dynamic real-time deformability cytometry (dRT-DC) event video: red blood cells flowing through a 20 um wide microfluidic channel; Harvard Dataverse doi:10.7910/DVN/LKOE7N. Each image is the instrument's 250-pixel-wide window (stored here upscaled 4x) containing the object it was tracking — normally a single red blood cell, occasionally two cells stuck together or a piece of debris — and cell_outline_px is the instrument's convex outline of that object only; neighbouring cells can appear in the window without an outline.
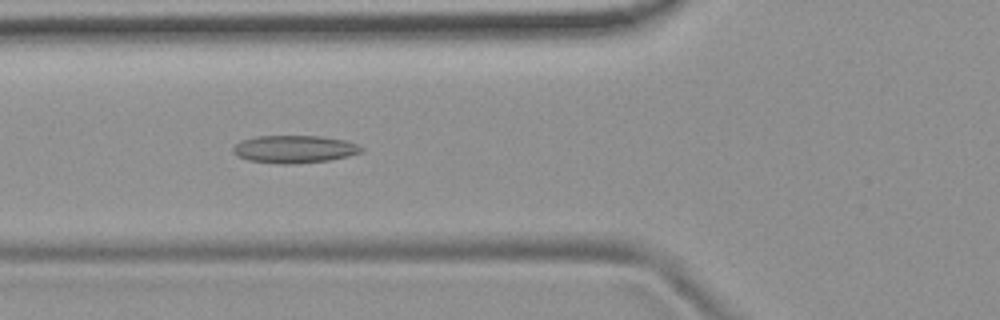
{"species": "common noctule bat (a hibernating species)", "species_latin": "Nyctalus noctula", "temperature_condition": "room temperature", "stored_images_in_passage": 55, "camera_frame_rate_fps": 3000, "um_per_image_px": 0.085, "animal": {"sex": "female", "body_mass_g": 19.9}, "frame": {"image": 1, "passage_image": 20, "time_ms": 6.333, "image_size_px": [1000, 320], "cell_outline_px": [[364, 152], [348, 156], [328, 160], [292, 164], [280, 164], [248, 160], [236, 156], [232, 152], [232, 148], [240, 140], [256, 136], [320, 136], [344, 140], [356, 144], [364, 148]], "centroid_in_image_um": [24.99, 12.68], "position_along_channel_um": 100.8, "area_um2": 20.75}}
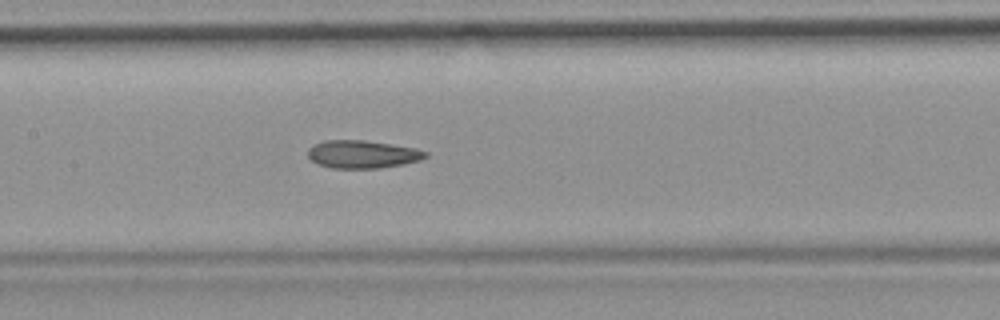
{"frame": {"image": 2, "passage_image": 26, "time_ms": 8.333, "image_size_px": [1000, 320], "cell_outline_px": [[428, 156], [420, 160], [404, 164], [380, 168], [332, 168], [316, 164], [308, 156], [308, 148], [312, 144], [324, 140], [364, 140], [392, 144], [416, 148], [428, 152]], "centroid_in_image_um": [30.8, 13.11], "position_along_channel_um": 176.6, "area_um2": 19.31}}
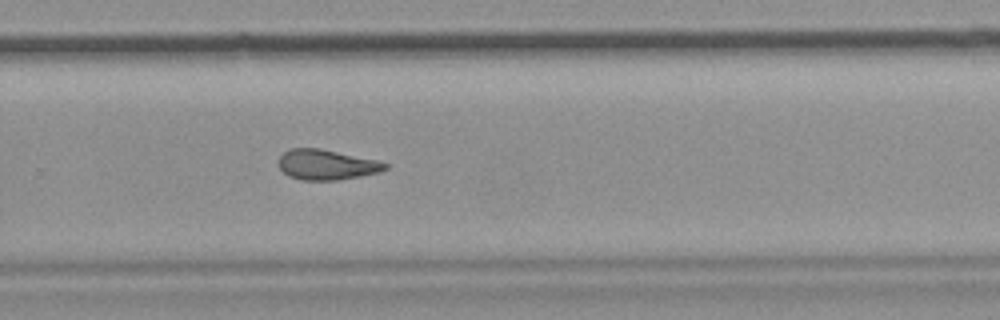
{"frame": {"image": 3, "passage_image": 36, "time_ms": 11.667, "image_size_px": [1000, 320], "cell_outline_px": [[388, 168], [380, 172], [360, 176], [336, 180], [300, 180], [288, 176], [280, 168], [276, 160], [288, 148], [320, 148], [376, 160], [388, 164]], "centroid_in_image_um": [27.71, 13.99], "position_along_channel_um": 302.1, "area_um2": 18.84}, "authors_computed_cell_mechanics": {"area_um2": 19.7676, "velocity_mm_per_s": 3.7891, "shape_relaxation_time_tau1_ms": null, "shape_relaxation_time_tau2_ms": 3.1845, "deformation_change_tau1": null, "deformation_change_tau2": 0.1149}}